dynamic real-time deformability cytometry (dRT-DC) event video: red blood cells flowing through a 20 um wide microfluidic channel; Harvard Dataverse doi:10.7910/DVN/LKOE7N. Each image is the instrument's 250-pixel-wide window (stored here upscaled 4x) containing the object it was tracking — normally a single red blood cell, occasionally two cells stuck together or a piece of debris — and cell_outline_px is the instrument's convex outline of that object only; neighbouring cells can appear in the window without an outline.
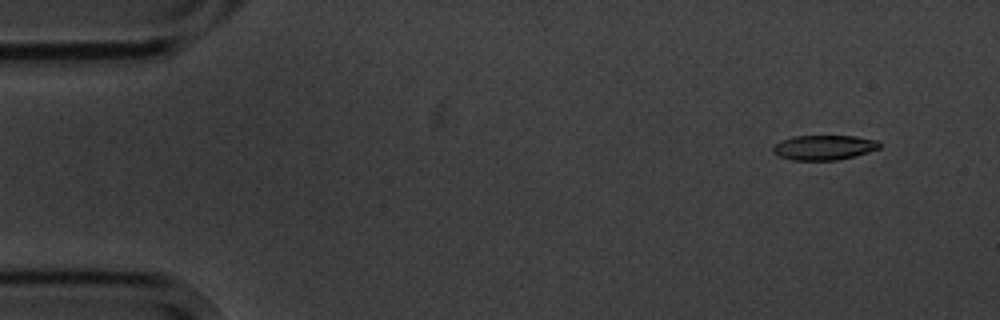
{"species": "common noctule bat (a hibernating species)", "species_latin": "Nyctalus noctula", "temperature_condition": "cold", "stored_images_in_passage": 15, "camera_frame_rate_fps": 3000, "um_per_image_px": 0.085, "animal": {"sex": "male", "body_mass_g": 20.1, "forearm_length_mm": 53.5}, "frame": {"image": 1, "passage_image": 2, "time_ms": 1.333, "image_size_px": [1000, 320], "cell_outline_px": [[880, 148], [868, 152], [836, 160], [792, 160], [780, 156], [772, 152], [772, 148], [776, 144], [784, 140], [796, 136], [856, 136], [880, 140]], "centroid_in_image_um": [70.07, 12.53], "position_along_channel_um": 14.9, "area_um2": 15.26}}
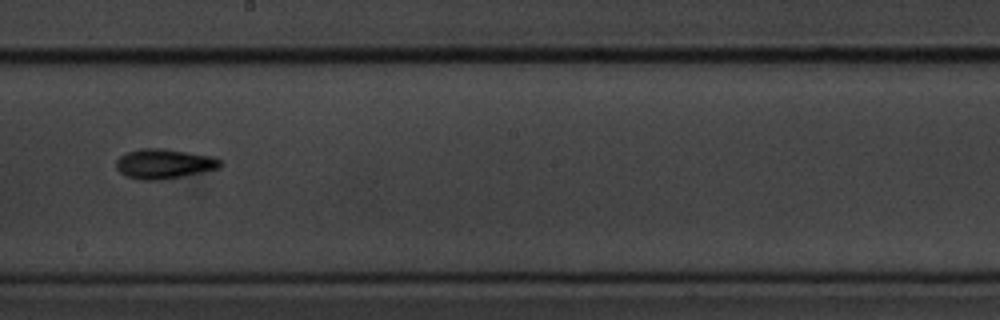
{"frame": {"image": 2, "passage_image": 9, "time_ms": 10.333, "image_size_px": [1000, 320], "cell_outline_px": [[224, 164], [220, 168], [160, 180], [140, 180], [124, 176], [116, 168], [116, 160], [120, 156], [128, 152], [140, 148], [160, 148], [208, 156], [220, 160]], "centroid_in_image_um": [13.88, 13.93], "position_along_channel_um": 234.3, "area_um2": 17.8}}
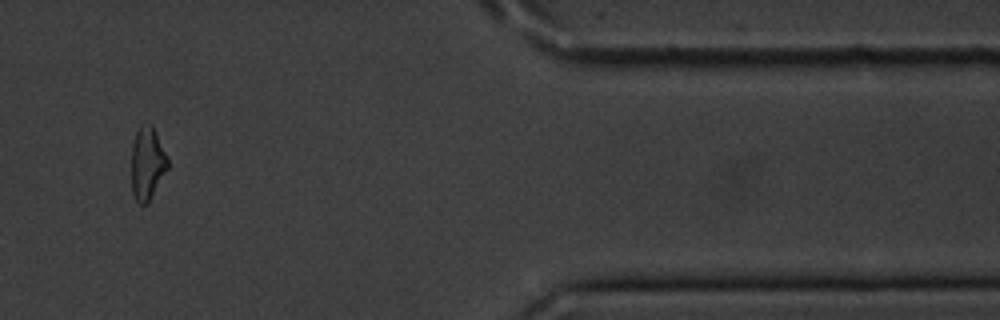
{"frame": {"image": 3, "passage_image": 14, "time_ms": 16.0, "image_size_px": [1000, 320], "cell_outline_px": [[168, 168], [148, 204], [140, 204], [132, 196], [132, 144], [136, 132], [140, 124], [144, 120], [148, 120], [152, 124], [156, 132], [168, 160]], "centroid_in_image_um": [12.51, 13.85], "position_along_channel_um": 398.9, "area_um2": 15.66}, "authors_computed_cell_mechanics": {"area_um2": 16.0684, "velocity_mm_per_s": 3.5384, "shape_relaxation_time_tau1_ms": 1.5805, "shape_relaxation_time_tau2_ms": 8.0897, "deformation_change_tau1": 0.099, "deformation_change_tau2": 0.1565}}